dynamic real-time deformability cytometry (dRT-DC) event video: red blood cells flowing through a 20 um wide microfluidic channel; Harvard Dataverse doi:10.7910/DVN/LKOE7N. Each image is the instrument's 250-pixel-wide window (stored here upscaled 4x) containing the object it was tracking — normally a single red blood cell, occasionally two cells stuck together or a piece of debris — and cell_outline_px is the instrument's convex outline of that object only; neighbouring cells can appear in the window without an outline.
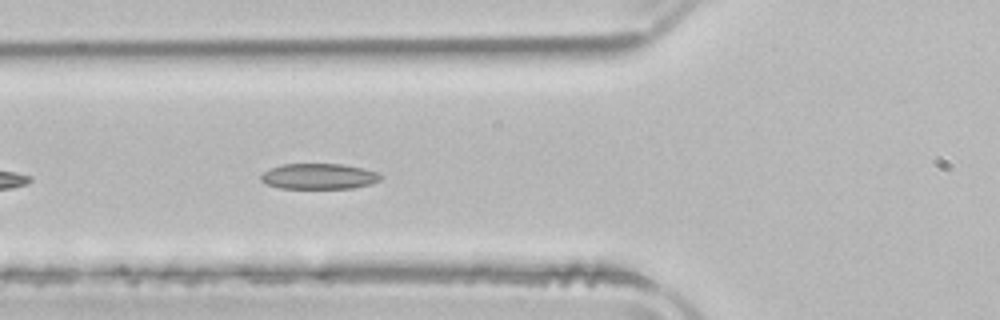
{"species": "common noctule bat (a hibernating species)", "species_latin": "Nyctalus noctula", "temperature_condition": "room temperature", "stored_images_in_passage": 14, "camera_frame_rate_fps": 3000, "um_per_image_px": 0.085, "animal": {"sex": "male", "body_mass_g": 21.5, "forearm_length_mm": 52.0}, "frame": {"image": 1, "passage_image": 5, "time_ms": 1.333, "image_size_px": [1000, 320], "cell_outline_px": [[384, 176], [380, 180], [368, 184], [352, 188], [280, 188], [264, 184], [260, 180], [260, 176], [264, 172], [272, 168], [284, 164], [340, 164], [364, 168], [380, 172]], "centroid_in_image_um": [27.12, 14.99], "position_along_channel_um": 98.7, "area_um2": 17.92}}
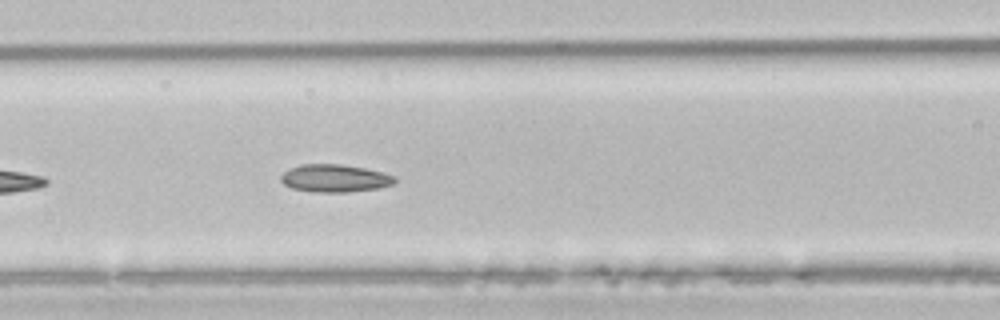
{"frame": {"image": 2, "passage_image": 8, "time_ms": 2.333, "image_size_px": [1000, 320], "cell_outline_px": [[396, 180], [392, 184], [376, 188], [348, 192], [312, 192], [292, 188], [284, 184], [280, 180], [280, 176], [284, 172], [300, 164], [340, 164], [364, 168], [384, 172], [396, 176]], "centroid_in_image_um": [28.45, 15.15], "position_along_channel_um": 138.2, "area_um2": 18.32}}